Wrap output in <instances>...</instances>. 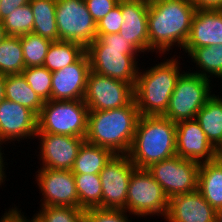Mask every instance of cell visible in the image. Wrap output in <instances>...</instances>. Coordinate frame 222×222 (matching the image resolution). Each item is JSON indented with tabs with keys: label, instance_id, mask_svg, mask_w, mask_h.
Returning a JSON list of instances; mask_svg holds the SVG:
<instances>
[{
	"label": "cell",
	"instance_id": "6da1fadb",
	"mask_svg": "<svg viewBox=\"0 0 222 222\" xmlns=\"http://www.w3.org/2000/svg\"><path fill=\"white\" fill-rule=\"evenodd\" d=\"M195 12L189 0H149V52L162 56L175 46L183 49Z\"/></svg>",
	"mask_w": 222,
	"mask_h": 222
},
{
	"label": "cell",
	"instance_id": "5b68a950",
	"mask_svg": "<svg viewBox=\"0 0 222 222\" xmlns=\"http://www.w3.org/2000/svg\"><path fill=\"white\" fill-rule=\"evenodd\" d=\"M85 52L89 57L90 70L136 85L140 69L137 53L140 52L119 33L96 35Z\"/></svg>",
	"mask_w": 222,
	"mask_h": 222
},
{
	"label": "cell",
	"instance_id": "9c48e42d",
	"mask_svg": "<svg viewBox=\"0 0 222 222\" xmlns=\"http://www.w3.org/2000/svg\"><path fill=\"white\" fill-rule=\"evenodd\" d=\"M55 15L60 41L76 42L86 49L96 39L97 23L84 0H57Z\"/></svg>",
	"mask_w": 222,
	"mask_h": 222
},
{
	"label": "cell",
	"instance_id": "d6986e66",
	"mask_svg": "<svg viewBox=\"0 0 222 222\" xmlns=\"http://www.w3.org/2000/svg\"><path fill=\"white\" fill-rule=\"evenodd\" d=\"M167 222H216V210L196 190L169 198Z\"/></svg>",
	"mask_w": 222,
	"mask_h": 222
},
{
	"label": "cell",
	"instance_id": "8fae6325",
	"mask_svg": "<svg viewBox=\"0 0 222 222\" xmlns=\"http://www.w3.org/2000/svg\"><path fill=\"white\" fill-rule=\"evenodd\" d=\"M134 87L133 84L90 70L83 101L89 111L124 107L134 100Z\"/></svg>",
	"mask_w": 222,
	"mask_h": 222
},
{
	"label": "cell",
	"instance_id": "44dd1931",
	"mask_svg": "<svg viewBox=\"0 0 222 222\" xmlns=\"http://www.w3.org/2000/svg\"><path fill=\"white\" fill-rule=\"evenodd\" d=\"M198 191L215 209L222 207V159L200 163Z\"/></svg>",
	"mask_w": 222,
	"mask_h": 222
},
{
	"label": "cell",
	"instance_id": "e0dca14e",
	"mask_svg": "<svg viewBox=\"0 0 222 222\" xmlns=\"http://www.w3.org/2000/svg\"><path fill=\"white\" fill-rule=\"evenodd\" d=\"M89 71L85 52L75 63L52 72L51 100H83Z\"/></svg>",
	"mask_w": 222,
	"mask_h": 222
},
{
	"label": "cell",
	"instance_id": "ffe728a7",
	"mask_svg": "<svg viewBox=\"0 0 222 222\" xmlns=\"http://www.w3.org/2000/svg\"><path fill=\"white\" fill-rule=\"evenodd\" d=\"M222 44V10L196 9L184 48Z\"/></svg>",
	"mask_w": 222,
	"mask_h": 222
},
{
	"label": "cell",
	"instance_id": "ee69618b",
	"mask_svg": "<svg viewBox=\"0 0 222 222\" xmlns=\"http://www.w3.org/2000/svg\"><path fill=\"white\" fill-rule=\"evenodd\" d=\"M218 157L222 159V148L219 150V155H218Z\"/></svg>",
	"mask_w": 222,
	"mask_h": 222
},
{
	"label": "cell",
	"instance_id": "8992f818",
	"mask_svg": "<svg viewBox=\"0 0 222 222\" xmlns=\"http://www.w3.org/2000/svg\"><path fill=\"white\" fill-rule=\"evenodd\" d=\"M88 107L83 100H49L38 115L37 132L85 138Z\"/></svg>",
	"mask_w": 222,
	"mask_h": 222
},
{
	"label": "cell",
	"instance_id": "ac0fdd59",
	"mask_svg": "<svg viewBox=\"0 0 222 222\" xmlns=\"http://www.w3.org/2000/svg\"><path fill=\"white\" fill-rule=\"evenodd\" d=\"M148 9L149 0H121L123 23L119 34L143 55L149 53Z\"/></svg>",
	"mask_w": 222,
	"mask_h": 222
},
{
	"label": "cell",
	"instance_id": "cb8c5ba5",
	"mask_svg": "<svg viewBox=\"0 0 222 222\" xmlns=\"http://www.w3.org/2000/svg\"><path fill=\"white\" fill-rule=\"evenodd\" d=\"M114 155L108 148L84 141L71 171L73 174H99Z\"/></svg>",
	"mask_w": 222,
	"mask_h": 222
},
{
	"label": "cell",
	"instance_id": "836d02e7",
	"mask_svg": "<svg viewBox=\"0 0 222 222\" xmlns=\"http://www.w3.org/2000/svg\"><path fill=\"white\" fill-rule=\"evenodd\" d=\"M126 210L90 208L85 210V222H132Z\"/></svg>",
	"mask_w": 222,
	"mask_h": 222
},
{
	"label": "cell",
	"instance_id": "d6a6232c",
	"mask_svg": "<svg viewBox=\"0 0 222 222\" xmlns=\"http://www.w3.org/2000/svg\"><path fill=\"white\" fill-rule=\"evenodd\" d=\"M23 76L32 90L44 102L51 100L52 72L46 67H27L22 71Z\"/></svg>",
	"mask_w": 222,
	"mask_h": 222
},
{
	"label": "cell",
	"instance_id": "603a6c76",
	"mask_svg": "<svg viewBox=\"0 0 222 222\" xmlns=\"http://www.w3.org/2000/svg\"><path fill=\"white\" fill-rule=\"evenodd\" d=\"M191 57V62L196 63L197 71L192 73L205 77L206 79H213L222 77V44L212 45L199 48H183ZM198 68L200 70H198ZM211 78V79H210Z\"/></svg>",
	"mask_w": 222,
	"mask_h": 222
},
{
	"label": "cell",
	"instance_id": "30bf717a",
	"mask_svg": "<svg viewBox=\"0 0 222 222\" xmlns=\"http://www.w3.org/2000/svg\"><path fill=\"white\" fill-rule=\"evenodd\" d=\"M200 163L180 156L151 164L147 171L169 198L198 190Z\"/></svg>",
	"mask_w": 222,
	"mask_h": 222
},
{
	"label": "cell",
	"instance_id": "f546056e",
	"mask_svg": "<svg viewBox=\"0 0 222 222\" xmlns=\"http://www.w3.org/2000/svg\"><path fill=\"white\" fill-rule=\"evenodd\" d=\"M25 67L42 66L52 41L35 33L20 36Z\"/></svg>",
	"mask_w": 222,
	"mask_h": 222
},
{
	"label": "cell",
	"instance_id": "9a60e30c",
	"mask_svg": "<svg viewBox=\"0 0 222 222\" xmlns=\"http://www.w3.org/2000/svg\"><path fill=\"white\" fill-rule=\"evenodd\" d=\"M37 130L38 115L34 111L7 99L0 102V140L2 142L8 144L12 141L19 143L22 139L32 140Z\"/></svg>",
	"mask_w": 222,
	"mask_h": 222
},
{
	"label": "cell",
	"instance_id": "b9f144b4",
	"mask_svg": "<svg viewBox=\"0 0 222 222\" xmlns=\"http://www.w3.org/2000/svg\"><path fill=\"white\" fill-rule=\"evenodd\" d=\"M7 36L5 28L3 27L2 21H0V41H2Z\"/></svg>",
	"mask_w": 222,
	"mask_h": 222
},
{
	"label": "cell",
	"instance_id": "ab89813d",
	"mask_svg": "<svg viewBox=\"0 0 222 222\" xmlns=\"http://www.w3.org/2000/svg\"><path fill=\"white\" fill-rule=\"evenodd\" d=\"M4 144V142H2L1 140H0V186L1 185H3L2 183L4 182V184H5V180H7L6 179V166H5V163H7V162H4L6 159H5V157L3 156V154L4 153H2L3 151V149L2 148H4L3 146H1V145H3Z\"/></svg>",
	"mask_w": 222,
	"mask_h": 222
},
{
	"label": "cell",
	"instance_id": "83f0119b",
	"mask_svg": "<svg viewBox=\"0 0 222 222\" xmlns=\"http://www.w3.org/2000/svg\"><path fill=\"white\" fill-rule=\"evenodd\" d=\"M79 208H102V184L99 174H74Z\"/></svg>",
	"mask_w": 222,
	"mask_h": 222
},
{
	"label": "cell",
	"instance_id": "7a4b0ae2",
	"mask_svg": "<svg viewBox=\"0 0 222 222\" xmlns=\"http://www.w3.org/2000/svg\"><path fill=\"white\" fill-rule=\"evenodd\" d=\"M139 117L135 99L120 108L90 110L85 141L108 148L114 154H128Z\"/></svg>",
	"mask_w": 222,
	"mask_h": 222
},
{
	"label": "cell",
	"instance_id": "60d3db41",
	"mask_svg": "<svg viewBox=\"0 0 222 222\" xmlns=\"http://www.w3.org/2000/svg\"><path fill=\"white\" fill-rule=\"evenodd\" d=\"M5 99V75L0 74V102Z\"/></svg>",
	"mask_w": 222,
	"mask_h": 222
},
{
	"label": "cell",
	"instance_id": "1f68e13d",
	"mask_svg": "<svg viewBox=\"0 0 222 222\" xmlns=\"http://www.w3.org/2000/svg\"><path fill=\"white\" fill-rule=\"evenodd\" d=\"M85 210L69 206H44L31 218L34 222H83Z\"/></svg>",
	"mask_w": 222,
	"mask_h": 222
},
{
	"label": "cell",
	"instance_id": "7402d4cb",
	"mask_svg": "<svg viewBox=\"0 0 222 222\" xmlns=\"http://www.w3.org/2000/svg\"><path fill=\"white\" fill-rule=\"evenodd\" d=\"M195 120L219 151L222 148V99L214 93L199 110Z\"/></svg>",
	"mask_w": 222,
	"mask_h": 222
},
{
	"label": "cell",
	"instance_id": "d590c367",
	"mask_svg": "<svg viewBox=\"0 0 222 222\" xmlns=\"http://www.w3.org/2000/svg\"><path fill=\"white\" fill-rule=\"evenodd\" d=\"M89 13L97 23L114 9L120 0H84Z\"/></svg>",
	"mask_w": 222,
	"mask_h": 222
},
{
	"label": "cell",
	"instance_id": "2e32d148",
	"mask_svg": "<svg viewBox=\"0 0 222 222\" xmlns=\"http://www.w3.org/2000/svg\"><path fill=\"white\" fill-rule=\"evenodd\" d=\"M218 155L195 119L176 123V156L202 163L213 161Z\"/></svg>",
	"mask_w": 222,
	"mask_h": 222
},
{
	"label": "cell",
	"instance_id": "f6af8a7d",
	"mask_svg": "<svg viewBox=\"0 0 222 222\" xmlns=\"http://www.w3.org/2000/svg\"><path fill=\"white\" fill-rule=\"evenodd\" d=\"M25 222H34L32 219L30 221V219H27V216L25 217Z\"/></svg>",
	"mask_w": 222,
	"mask_h": 222
},
{
	"label": "cell",
	"instance_id": "277c9868",
	"mask_svg": "<svg viewBox=\"0 0 222 222\" xmlns=\"http://www.w3.org/2000/svg\"><path fill=\"white\" fill-rule=\"evenodd\" d=\"M127 155L138 169L176 156V123L165 116H140Z\"/></svg>",
	"mask_w": 222,
	"mask_h": 222
},
{
	"label": "cell",
	"instance_id": "d4e9b609",
	"mask_svg": "<svg viewBox=\"0 0 222 222\" xmlns=\"http://www.w3.org/2000/svg\"><path fill=\"white\" fill-rule=\"evenodd\" d=\"M29 3L34 14L32 32L52 42L60 41L55 15L57 0H30Z\"/></svg>",
	"mask_w": 222,
	"mask_h": 222
},
{
	"label": "cell",
	"instance_id": "3957f363",
	"mask_svg": "<svg viewBox=\"0 0 222 222\" xmlns=\"http://www.w3.org/2000/svg\"><path fill=\"white\" fill-rule=\"evenodd\" d=\"M139 69L134 96L140 116H163L180 75L184 72L178 56ZM182 71V72H181Z\"/></svg>",
	"mask_w": 222,
	"mask_h": 222
},
{
	"label": "cell",
	"instance_id": "74e56055",
	"mask_svg": "<svg viewBox=\"0 0 222 222\" xmlns=\"http://www.w3.org/2000/svg\"><path fill=\"white\" fill-rule=\"evenodd\" d=\"M14 206V207H13ZM5 211L3 216L0 218V222H25L24 213L16 205ZM16 206V207H15Z\"/></svg>",
	"mask_w": 222,
	"mask_h": 222
},
{
	"label": "cell",
	"instance_id": "4316f807",
	"mask_svg": "<svg viewBox=\"0 0 222 222\" xmlns=\"http://www.w3.org/2000/svg\"><path fill=\"white\" fill-rule=\"evenodd\" d=\"M85 48L76 42H52L45 57L43 66L55 72L75 63L83 54Z\"/></svg>",
	"mask_w": 222,
	"mask_h": 222
},
{
	"label": "cell",
	"instance_id": "4fadbf2b",
	"mask_svg": "<svg viewBox=\"0 0 222 222\" xmlns=\"http://www.w3.org/2000/svg\"><path fill=\"white\" fill-rule=\"evenodd\" d=\"M36 183L42 197L40 207L69 206L79 208L74 174L71 170L38 168ZM43 199V200H42Z\"/></svg>",
	"mask_w": 222,
	"mask_h": 222
},
{
	"label": "cell",
	"instance_id": "7bdbcfd3",
	"mask_svg": "<svg viewBox=\"0 0 222 222\" xmlns=\"http://www.w3.org/2000/svg\"><path fill=\"white\" fill-rule=\"evenodd\" d=\"M216 222H222V207L216 210Z\"/></svg>",
	"mask_w": 222,
	"mask_h": 222
},
{
	"label": "cell",
	"instance_id": "ba28073f",
	"mask_svg": "<svg viewBox=\"0 0 222 222\" xmlns=\"http://www.w3.org/2000/svg\"><path fill=\"white\" fill-rule=\"evenodd\" d=\"M168 197L147 169L136 168L129 179L126 211L137 217H163L168 210ZM160 215V216H159ZM146 216V217H145Z\"/></svg>",
	"mask_w": 222,
	"mask_h": 222
},
{
	"label": "cell",
	"instance_id": "f35d334b",
	"mask_svg": "<svg viewBox=\"0 0 222 222\" xmlns=\"http://www.w3.org/2000/svg\"><path fill=\"white\" fill-rule=\"evenodd\" d=\"M196 9L222 10V0H189Z\"/></svg>",
	"mask_w": 222,
	"mask_h": 222
},
{
	"label": "cell",
	"instance_id": "4dcf8cb0",
	"mask_svg": "<svg viewBox=\"0 0 222 222\" xmlns=\"http://www.w3.org/2000/svg\"><path fill=\"white\" fill-rule=\"evenodd\" d=\"M7 36H22L32 33L34 14L30 3L16 8L2 20Z\"/></svg>",
	"mask_w": 222,
	"mask_h": 222
},
{
	"label": "cell",
	"instance_id": "f1b7e54d",
	"mask_svg": "<svg viewBox=\"0 0 222 222\" xmlns=\"http://www.w3.org/2000/svg\"><path fill=\"white\" fill-rule=\"evenodd\" d=\"M25 68L20 36H6L0 41V74H22Z\"/></svg>",
	"mask_w": 222,
	"mask_h": 222
},
{
	"label": "cell",
	"instance_id": "52a82bcc",
	"mask_svg": "<svg viewBox=\"0 0 222 222\" xmlns=\"http://www.w3.org/2000/svg\"><path fill=\"white\" fill-rule=\"evenodd\" d=\"M212 87L211 80L192 73L190 69L184 71L177 80L163 116L175 123L195 119L199 110L213 95Z\"/></svg>",
	"mask_w": 222,
	"mask_h": 222
},
{
	"label": "cell",
	"instance_id": "8d00e7d4",
	"mask_svg": "<svg viewBox=\"0 0 222 222\" xmlns=\"http://www.w3.org/2000/svg\"><path fill=\"white\" fill-rule=\"evenodd\" d=\"M30 0H0V21L6 18L16 8L26 5Z\"/></svg>",
	"mask_w": 222,
	"mask_h": 222
},
{
	"label": "cell",
	"instance_id": "e575fe53",
	"mask_svg": "<svg viewBox=\"0 0 222 222\" xmlns=\"http://www.w3.org/2000/svg\"><path fill=\"white\" fill-rule=\"evenodd\" d=\"M123 23L121 0L106 16L97 22V35L119 33Z\"/></svg>",
	"mask_w": 222,
	"mask_h": 222
},
{
	"label": "cell",
	"instance_id": "5bb4252c",
	"mask_svg": "<svg viewBox=\"0 0 222 222\" xmlns=\"http://www.w3.org/2000/svg\"><path fill=\"white\" fill-rule=\"evenodd\" d=\"M40 140L38 145V159L40 168L72 170L78 151L85 138L69 135L37 132L35 139Z\"/></svg>",
	"mask_w": 222,
	"mask_h": 222
},
{
	"label": "cell",
	"instance_id": "484cf974",
	"mask_svg": "<svg viewBox=\"0 0 222 222\" xmlns=\"http://www.w3.org/2000/svg\"><path fill=\"white\" fill-rule=\"evenodd\" d=\"M5 99L40 114L44 101L32 90L23 74L5 75Z\"/></svg>",
	"mask_w": 222,
	"mask_h": 222
},
{
	"label": "cell",
	"instance_id": "7c38bea8",
	"mask_svg": "<svg viewBox=\"0 0 222 222\" xmlns=\"http://www.w3.org/2000/svg\"><path fill=\"white\" fill-rule=\"evenodd\" d=\"M136 169L127 154H115L99 173L102 208L126 210L129 179Z\"/></svg>",
	"mask_w": 222,
	"mask_h": 222
}]
</instances>
